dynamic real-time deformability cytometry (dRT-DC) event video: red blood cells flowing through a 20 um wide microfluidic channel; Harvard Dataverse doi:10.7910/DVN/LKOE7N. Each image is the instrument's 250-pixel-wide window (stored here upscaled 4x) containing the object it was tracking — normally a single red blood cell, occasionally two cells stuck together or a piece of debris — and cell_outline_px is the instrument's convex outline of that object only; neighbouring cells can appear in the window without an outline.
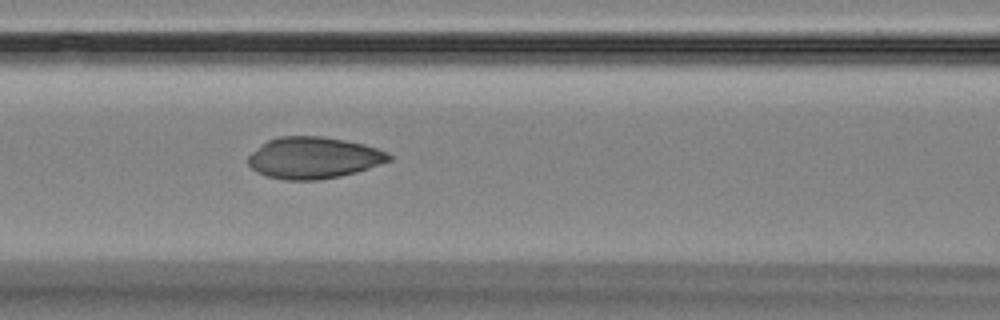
{"species": "Egyptian fruit bat (a non-hibernating species)", "species_latin": "Rousettus aegyptiacus", "temperature_condition": "room temperature", "stored_images_in_passage": 6, "camera_frame_rate_fps": 3000, "um_per_image_px": 0.085, "animal": {"sex": "female"}, "frame": {"image": 1, "passage_image": 6, "time_ms": 5.667, "image_size_px": [1000, 320], "cell_outline_px": [[392, 160], [356, 172], [340, 176], [316, 180], [288, 180], [268, 176], [256, 172], [248, 164], [248, 156], [252, 152], [268, 140], [280, 136], [324, 136], [364, 144], [388, 152], [392, 156]], "centroid_in_image_um": [26.66, 13.41], "position_along_channel_um": 139.9, "area_um2": 33.99}}